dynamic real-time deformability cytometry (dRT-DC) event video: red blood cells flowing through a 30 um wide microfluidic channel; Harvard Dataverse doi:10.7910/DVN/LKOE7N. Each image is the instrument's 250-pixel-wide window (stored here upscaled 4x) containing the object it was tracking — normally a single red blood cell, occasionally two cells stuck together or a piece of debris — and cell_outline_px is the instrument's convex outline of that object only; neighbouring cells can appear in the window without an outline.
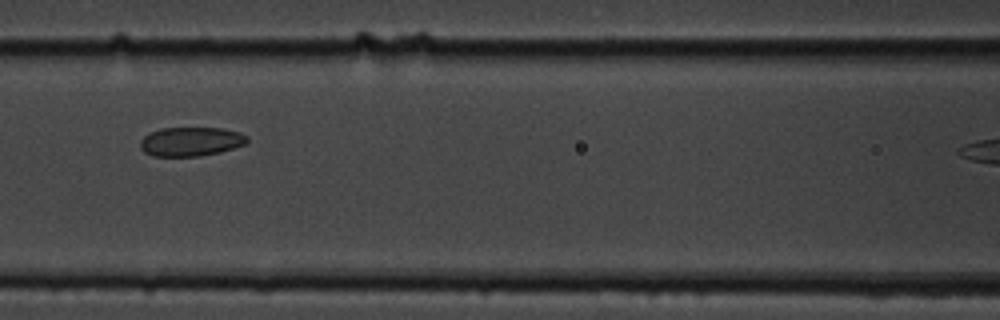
{"species": "common noctule bat (a hibernating species)", "species_latin": "Nyctalus noctula", "temperature_condition": "cold", "stored_images_in_passage": 14, "camera_frame_rate_fps": 3000, "um_per_image_px": 0.085, "animal": {"sex": "male", "body_mass_g": 19.5, "forearm_length_mm": 54.6}, "frame": {"image": 1, "passage_image": 5, "time_ms": 4.667, "image_size_px": [1000, 320], "cell_outline_px": [[248, 140], [244, 144], [220, 152], [200, 156], [152, 156], [144, 152], [140, 148], [140, 140], [144, 136], [160, 128], [220, 128], [240, 132], [248, 136]], "centroid_in_image_um": [16.2, 12.03], "position_along_channel_um": 150.4, "area_um2": 18.09}}
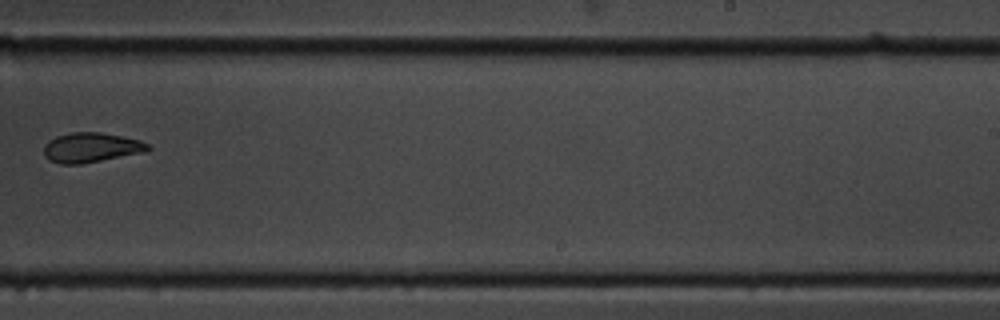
{"frame": {"image": 2, "passage_image": 9, "time_ms": 10.333, "image_size_px": [1000, 320], "cell_outline_px": [[152, 148], [144, 152], [80, 164], [60, 164], [48, 160], [44, 156], [44, 144], [48, 140], [56, 136], [72, 132], [100, 132], [140, 140], [148, 144]], "centroid_in_image_um": [7.7, 12.54], "position_along_channel_um": 281.3, "area_um2": 18.03}}
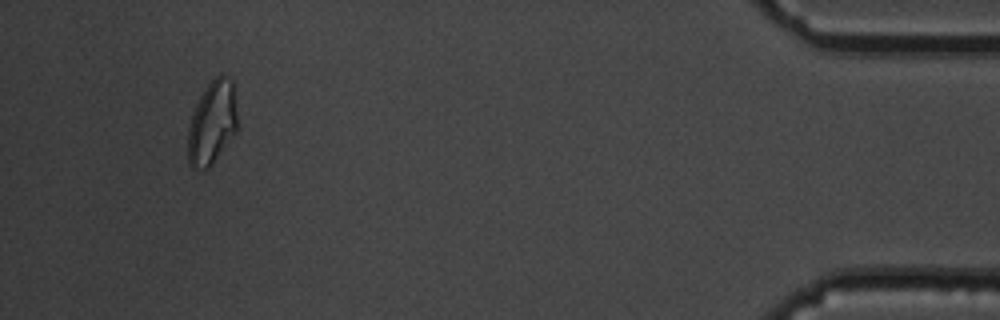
{"frame": {"image": 3, "passage_image": 14, "time_ms": 16.0, "image_size_px": [1000, 320], "cell_outline_px": [[236, 132], [212, 164], [208, 168], [192, 168], [188, 164], [188, 128], [192, 112], [204, 88], [220, 72], [228, 76], [232, 80], [236, 112]], "centroid_in_image_um": [18.01, 10.41], "position_along_channel_um": 417.2, "area_um2": 23.99}}